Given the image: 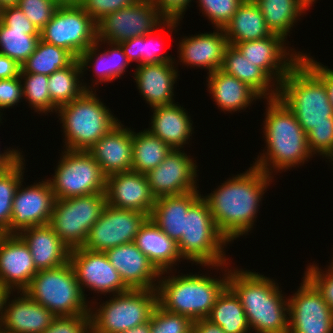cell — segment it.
<instances>
[{"instance_id": "1", "label": "cell", "mask_w": 333, "mask_h": 333, "mask_svg": "<svg viewBox=\"0 0 333 333\" xmlns=\"http://www.w3.org/2000/svg\"><path fill=\"white\" fill-rule=\"evenodd\" d=\"M246 170L232 174L211 193L201 196L209 206L217 229L230 244L251 233L263 196L274 182V176L251 164Z\"/></svg>"}, {"instance_id": "2", "label": "cell", "mask_w": 333, "mask_h": 333, "mask_svg": "<svg viewBox=\"0 0 333 333\" xmlns=\"http://www.w3.org/2000/svg\"><path fill=\"white\" fill-rule=\"evenodd\" d=\"M265 103L262 135L266 147L251 165L273 176L274 172L301 167L313 155L308 148L307 135L290 109L279 98L267 99Z\"/></svg>"}, {"instance_id": "3", "label": "cell", "mask_w": 333, "mask_h": 333, "mask_svg": "<svg viewBox=\"0 0 333 333\" xmlns=\"http://www.w3.org/2000/svg\"><path fill=\"white\" fill-rule=\"evenodd\" d=\"M244 269L231 266L228 286L239 297L251 332L288 333V296L275 279Z\"/></svg>"}, {"instance_id": "4", "label": "cell", "mask_w": 333, "mask_h": 333, "mask_svg": "<svg viewBox=\"0 0 333 333\" xmlns=\"http://www.w3.org/2000/svg\"><path fill=\"white\" fill-rule=\"evenodd\" d=\"M230 265L231 262L203 266L211 270H221L223 276L218 278L208 273H180L181 275L176 276L174 270L161 272L157 286L158 304L169 312L190 318L193 322L207 318L217 298L228 286Z\"/></svg>"}, {"instance_id": "5", "label": "cell", "mask_w": 333, "mask_h": 333, "mask_svg": "<svg viewBox=\"0 0 333 333\" xmlns=\"http://www.w3.org/2000/svg\"><path fill=\"white\" fill-rule=\"evenodd\" d=\"M278 98L307 134L316 125L333 124V106L322 80L300 59L283 78Z\"/></svg>"}, {"instance_id": "6", "label": "cell", "mask_w": 333, "mask_h": 333, "mask_svg": "<svg viewBox=\"0 0 333 333\" xmlns=\"http://www.w3.org/2000/svg\"><path fill=\"white\" fill-rule=\"evenodd\" d=\"M96 93V90H86L77 99L57 108L64 134L63 149L87 151L120 122Z\"/></svg>"}, {"instance_id": "7", "label": "cell", "mask_w": 333, "mask_h": 333, "mask_svg": "<svg viewBox=\"0 0 333 333\" xmlns=\"http://www.w3.org/2000/svg\"><path fill=\"white\" fill-rule=\"evenodd\" d=\"M109 298L100 304L96 302L99 298L93 296L95 301L90 303L91 333H122L144 324L150 321L158 304L157 289H130Z\"/></svg>"}, {"instance_id": "8", "label": "cell", "mask_w": 333, "mask_h": 333, "mask_svg": "<svg viewBox=\"0 0 333 333\" xmlns=\"http://www.w3.org/2000/svg\"><path fill=\"white\" fill-rule=\"evenodd\" d=\"M228 244L217 229L207 202L200 197L185 216L184 233L178 242L181 257L198 266L226 264L230 262L225 253Z\"/></svg>"}, {"instance_id": "9", "label": "cell", "mask_w": 333, "mask_h": 333, "mask_svg": "<svg viewBox=\"0 0 333 333\" xmlns=\"http://www.w3.org/2000/svg\"><path fill=\"white\" fill-rule=\"evenodd\" d=\"M24 292L56 317L90 313L91 301L85 298L70 262L38 271Z\"/></svg>"}, {"instance_id": "10", "label": "cell", "mask_w": 333, "mask_h": 333, "mask_svg": "<svg viewBox=\"0 0 333 333\" xmlns=\"http://www.w3.org/2000/svg\"><path fill=\"white\" fill-rule=\"evenodd\" d=\"M52 178H48L56 199L105 193L107 176L85 150L63 149Z\"/></svg>"}, {"instance_id": "11", "label": "cell", "mask_w": 333, "mask_h": 333, "mask_svg": "<svg viewBox=\"0 0 333 333\" xmlns=\"http://www.w3.org/2000/svg\"><path fill=\"white\" fill-rule=\"evenodd\" d=\"M106 205L105 193L56 199L49 225L70 250L81 248Z\"/></svg>"}, {"instance_id": "12", "label": "cell", "mask_w": 333, "mask_h": 333, "mask_svg": "<svg viewBox=\"0 0 333 333\" xmlns=\"http://www.w3.org/2000/svg\"><path fill=\"white\" fill-rule=\"evenodd\" d=\"M40 39L68 50L76 59L97 41V26L80 6H58Z\"/></svg>"}, {"instance_id": "13", "label": "cell", "mask_w": 333, "mask_h": 333, "mask_svg": "<svg viewBox=\"0 0 333 333\" xmlns=\"http://www.w3.org/2000/svg\"><path fill=\"white\" fill-rule=\"evenodd\" d=\"M166 20L152 0H138L98 21L97 40L120 43L151 33Z\"/></svg>"}, {"instance_id": "14", "label": "cell", "mask_w": 333, "mask_h": 333, "mask_svg": "<svg viewBox=\"0 0 333 333\" xmlns=\"http://www.w3.org/2000/svg\"><path fill=\"white\" fill-rule=\"evenodd\" d=\"M288 296V333H333V311L317 287L303 275Z\"/></svg>"}, {"instance_id": "15", "label": "cell", "mask_w": 333, "mask_h": 333, "mask_svg": "<svg viewBox=\"0 0 333 333\" xmlns=\"http://www.w3.org/2000/svg\"><path fill=\"white\" fill-rule=\"evenodd\" d=\"M69 262L87 299L85 289L113 296L129 291L119 272L112 266L105 252L91 251L84 247L70 250Z\"/></svg>"}, {"instance_id": "16", "label": "cell", "mask_w": 333, "mask_h": 333, "mask_svg": "<svg viewBox=\"0 0 333 333\" xmlns=\"http://www.w3.org/2000/svg\"><path fill=\"white\" fill-rule=\"evenodd\" d=\"M148 218L146 213L118 209L107 204L90 229L83 247L91 251L105 252L109 248L132 243Z\"/></svg>"}, {"instance_id": "17", "label": "cell", "mask_w": 333, "mask_h": 333, "mask_svg": "<svg viewBox=\"0 0 333 333\" xmlns=\"http://www.w3.org/2000/svg\"><path fill=\"white\" fill-rule=\"evenodd\" d=\"M184 150L172 149L156 168L145 174L155 199L199 189L197 162Z\"/></svg>"}, {"instance_id": "18", "label": "cell", "mask_w": 333, "mask_h": 333, "mask_svg": "<svg viewBox=\"0 0 333 333\" xmlns=\"http://www.w3.org/2000/svg\"><path fill=\"white\" fill-rule=\"evenodd\" d=\"M23 182L16 190L10 226L5 234H19L33 226L49 224L56 198L48 179L27 187L22 185Z\"/></svg>"}, {"instance_id": "19", "label": "cell", "mask_w": 333, "mask_h": 333, "mask_svg": "<svg viewBox=\"0 0 333 333\" xmlns=\"http://www.w3.org/2000/svg\"><path fill=\"white\" fill-rule=\"evenodd\" d=\"M286 42L282 36L272 34L259 40L239 42L234 46L279 86L303 54V51L296 52L295 48L286 46Z\"/></svg>"}, {"instance_id": "20", "label": "cell", "mask_w": 333, "mask_h": 333, "mask_svg": "<svg viewBox=\"0 0 333 333\" xmlns=\"http://www.w3.org/2000/svg\"><path fill=\"white\" fill-rule=\"evenodd\" d=\"M30 248L18 234L0 233V285L24 291L37 273Z\"/></svg>"}, {"instance_id": "21", "label": "cell", "mask_w": 333, "mask_h": 333, "mask_svg": "<svg viewBox=\"0 0 333 333\" xmlns=\"http://www.w3.org/2000/svg\"><path fill=\"white\" fill-rule=\"evenodd\" d=\"M176 66L181 62L185 66L206 69L210 74L222 68L224 53L229 45L223 29L183 36L178 44ZM177 61V63H176Z\"/></svg>"}, {"instance_id": "22", "label": "cell", "mask_w": 333, "mask_h": 333, "mask_svg": "<svg viewBox=\"0 0 333 333\" xmlns=\"http://www.w3.org/2000/svg\"><path fill=\"white\" fill-rule=\"evenodd\" d=\"M105 194L110 206L143 212L149 217L155 204L146 175L134 171L108 176Z\"/></svg>"}, {"instance_id": "23", "label": "cell", "mask_w": 333, "mask_h": 333, "mask_svg": "<svg viewBox=\"0 0 333 333\" xmlns=\"http://www.w3.org/2000/svg\"><path fill=\"white\" fill-rule=\"evenodd\" d=\"M13 293L6 299L0 328L7 333H43L56 316L24 291Z\"/></svg>"}, {"instance_id": "24", "label": "cell", "mask_w": 333, "mask_h": 333, "mask_svg": "<svg viewBox=\"0 0 333 333\" xmlns=\"http://www.w3.org/2000/svg\"><path fill=\"white\" fill-rule=\"evenodd\" d=\"M105 253L129 289H157L160 272L134 242L109 248Z\"/></svg>"}, {"instance_id": "25", "label": "cell", "mask_w": 333, "mask_h": 333, "mask_svg": "<svg viewBox=\"0 0 333 333\" xmlns=\"http://www.w3.org/2000/svg\"><path fill=\"white\" fill-rule=\"evenodd\" d=\"M132 135V128L120 121L87 150L107 177L132 171Z\"/></svg>"}, {"instance_id": "26", "label": "cell", "mask_w": 333, "mask_h": 333, "mask_svg": "<svg viewBox=\"0 0 333 333\" xmlns=\"http://www.w3.org/2000/svg\"><path fill=\"white\" fill-rule=\"evenodd\" d=\"M175 62H162L136 66L133 73L139 95L151 108L175 102L174 92L179 71Z\"/></svg>"}, {"instance_id": "27", "label": "cell", "mask_w": 333, "mask_h": 333, "mask_svg": "<svg viewBox=\"0 0 333 333\" xmlns=\"http://www.w3.org/2000/svg\"><path fill=\"white\" fill-rule=\"evenodd\" d=\"M151 109L153 114L146 129L152 135L159 137L172 149H184L186 144L191 143L192 134L195 133L193 121L183 106L174 102Z\"/></svg>"}, {"instance_id": "28", "label": "cell", "mask_w": 333, "mask_h": 333, "mask_svg": "<svg viewBox=\"0 0 333 333\" xmlns=\"http://www.w3.org/2000/svg\"><path fill=\"white\" fill-rule=\"evenodd\" d=\"M18 235L30 248L37 271L57 268L69 262L70 249L49 224L33 226Z\"/></svg>"}, {"instance_id": "29", "label": "cell", "mask_w": 333, "mask_h": 333, "mask_svg": "<svg viewBox=\"0 0 333 333\" xmlns=\"http://www.w3.org/2000/svg\"><path fill=\"white\" fill-rule=\"evenodd\" d=\"M134 243L161 273L181 264L178 243L164 233L150 218L141 226ZM179 262V263H178Z\"/></svg>"}, {"instance_id": "30", "label": "cell", "mask_w": 333, "mask_h": 333, "mask_svg": "<svg viewBox=\"0 0 333 333\" xmlns=\"http://www.w3.org/2000/svg\"><path fill=\"white\" fill-rule=\"evenodd\" d=\"M206 82V90L212 95L213 102L225 114L245 111L256 100H262L251 87L221 69L208 74Z\"/></svg>"}, {"instance_id": "31", "label": "cell", "mask_w": 333, "mask_h": 333, "mask_svg": "<svg viewBox=\"0 0 333 333\" xmlns=\"http://www.w3.org/2000/svg\"><path fill=\"white\" fill-rule=\"evenodd\" d=\"M199 191L155 199L149 218L178 243L184 233L185 216L189 208L202 196Z\"/></svg>"}, {"instance_id": "32", "label": "cell", "mask_w": 333, "mask_h": 333, "mask_svg": "<svg viewBox=\"0 0 333 333\" xmlns=\"http://www.w3.org/2000/svg\"><path fill=\"white\" fill-rule=\"evenodd\" d=\"M222 71L251 87L263 100L278 98V85L234 46L228 45Z\"/></svg>"}, {"instance_id": "33", "label": "cell", "mask_w": 333, "mask_h": 333, "mask_svg": "<svg viewBox=\"0 0 333 333\" xmlns=\"http://www.w3.org/2000/svg\"><path fill=\"white\" fill-rule=\"evenodd\" d=\"M223 30L230 45L272 35L253 0H244Z\"/></svg>"}, {"instance_id": "34", "label": "cell", "mask_w": 333, "mask_h": 333, "mask_svg": "<svg viewBox=\"0 0 333 333\" xmlns=\"http://www.w3.org/2000/svg\"><path fill=\"white\" fill-rule=\"evenodd\" d=\"M180 21L178 20H166L157 31H153L144 36L134 37L126 41L120 42L124 54L127 56L128 61L131 63L135 61L136 66L145 65V64H157L162 62H175V57L168 55V53H160V44L159 40L161 35L157 32H161L159 29H168V33L173 31L178 32V25L180 26ZM163 27V28H161ZM177 28V29H176ZM157 34V35H156ZM153 36V37H152ZM157 40H155V38ZM154 38V39H153ZM158 44V45H157ZM158 46L160 48H158Z\"/></svg>"}, {"instance_id": "35", "label": "cell", "mask_w": 333, "mask_h": 333, "mask_svg": "<svg viewBox=\"0 0 333 333\" xmlns=\"http://www.w3.org/2000/svg\"><path fill=\"white\" fill-rule=\"evenodd\" d=\"M261 10L267 27L272 34L288 41L292 28L309 10L301 0H253ZM295 24V25H294ZM294 26V27H293Z\"/></svg>"}, {"instance_id": "36", "label": "cell", "mask_w": 333, "mask_h": 333, "mask_svg": "<svg viewBox=\"0 0 333 333\" xmlns=\"http://www.w3.org/2000/svg\"><path fill=\"white\" fill-rule=\"evenodd\" d=\"M206 319L225 333L251 332L241 301L229 286L219 295Z\"/></svg>"}, {"instance_id": "37", "label": "cell", "mask_w": 333, "mask_h": 333, "mask_svg": "<svg viewBox=\"0 0 333 333\" xmlns=\"http://www.w3.org/2000/svg\"><path fill=\"white\" fill-rule=\"evenodd\" d=\"M134 131L133 128L132 171L146 174L156 168L172 148L145 128L140 132Z\"/></svg>"}, {"instance_id": "38", "label": "cell", "mask_w": 333, "mask_h": 333, "mask_svg": "<svg viewBox=\"0 0 333 333\" xmlns=\"http://www.w3.org/2000/svg\"><path fill=\"white\" fill-rule=\"evenodd\" d=\"M48 89L51 102L57 108L77 99L88 90V84L82 78L79 60L75 59L69 66L48 76Z\"/></svg>"}, {"instance_id": "39", "label": "cell", "mask_w": 333, "mask_h": 333, "mask_svg": "<svg viewBox=\"0 0 333 333\" xmlns=\"http://www.w3.org/2000/svg\"><path fill=\"white\" fill-rule=\"evenodd\" d=\"M76 58L66 49L38 41L35 51L21 65L20 73H37L50 76L69 66Z\"/></svg>"}, {"instance_id": "40", "label": "cell", "mask_w": 333, "mask_h": 333, "mask_svg": "<svg viewBox=\"0 0 333 333\" xmlns=\"http://www.w3.org/2000/svg\"><path fill=\"white\" fill-rule=\"evenodd\" d=\"M39 40V30H12L0 21V54L20 66L35 51Z\"/></svg>"}, {"instance_id": "41", "label": "cell", "mask_w": 333, "mask_h": 333, "mask_svg": "<svg viewBox=\"0 0 333 333\" xmlns=\"http://www.w3.org/2000/svg\"><path fill=\"white\" fill-rule=\"evenodd\" d=\"M25 158L22 155L11 166L0 169V233L10 226L13 199L25 173Z\"/></svg>"}, {"instance_id": "42", "label": "cell", "mask_w": 333, "mask_h": 333, "mask_svg": "<svg viewBox=\"0 0 333 333\" xmlns=\"http://www.w3.org/2000/svg\"><path fill=\"white\" fill-rule=\"evenodd\" d=\"M23 85V99L31 110L38 114L55 113L57 107L51 102L48 89V76L37 73H20Z\"/></svg>"}, {"instance_id": "43", "label": "cell", "mask_w": 333, "mask_h": 333, "mask_svg": "<svg viewBox=\"0 0 333 333\" xmlns=\"http://www.w3.org/2000/svg\"><path fill=\"white\" fill-rule=\"evenodd\" d=\"M103 44H106L107 48L101 47ZM101 49L103 52L100 51ZM78 60L81 66L82 77L87 74L85 71L88 68L91 69V67L93 73H96L93 76H97V80L95 78L91 80L92 84L88 85V90H96L95 87L100 83H111L110 42L97 40L78 57Z\"/></svg>"}, {"instance_id": "44", "label": "cell", "mask_w": 333, "mask_h": 333, "mask_svg": "<svg viewBox=\"0 0 333 333\" xmlns=\"http://www.w3.org/2000/svg\"><path fill=\"white\" fill-rule=\"evenodd\" d=\"M244 0H196L198 7L213 29H223Z\"/></svg>"}, {"instance_id": "45", "label": "cell", "mask_w": 333, "mask_h": 333, "mask_svg": "<svg viewBox=\"0 0 333 333\" xmlns=\"http://www.w3.org/2000/svg\"><path fill=\"white\" fill-rule=\"evenodd\" d=\"M193 321L156 305L150 319L151 333H190Z\"/></svg>"}, {"instance_id": "46", "label": "cell", "mask_w": 333, "mask_h": 333, "mask_svg": "<svg viewBox=\"0 0 333 333\" xmlns=\"http://www.w3.org/2000/svg\"><path fill=\"white\" fill-rule=\"evenodd\" d=\"M17 6L39 31L51 20L58 7L53 0H18Z\"/></svg>"}, {"instance_id": "47", "label": "cell", "mask_w": 333, "mask_h": 333, "mask_svg": "<svg viewBox=\"0 0 333 333\" xmlns=\"http://www.w3.org/2000/svg\"><path fill=\"white\" fill-rule=\"evenodd\" d=\"M306 135L313 156L329 159L333 155V124L316 125Z\"/></svg>"}, {"instance_id": "48", "label": "cell", "mask_w": 333, "mask_h": 333, "mask_svg": "<svg viewBox=\"0 0 333 333\" xmlns=\"http://www.w3.org/2000/svg\"><path fill=\"white\" fill-rule=\"evenodd\" d=\"M326 266L325 271L316 263L307 265L304 275L317 287L322 293L324 300L333 311V257Z\"/></svg>"}, {"instance_id": "49", "label": "cell", "mask_w": 333, "mask_h": 333, "mask_svg": "<svg viewBox=\"0 0 333 333\" xmlns=\"http://www.w3.org/2000/svg\"><path fill=\"white\" fill-rule=\"evenodd\" d=\"M43 333H91L90 313L55 317Z\"/></svg>"}, {"instance_id": "50", "label": "cell", "mask_w": 333, "mask_h": 333, "mask_svg": "<svg viewBox=\"0 0 333 333\" xmlns=\"http://www.w3.org/2000/svg\"><path fill=\"white\" fill-rule=\"evenodd\" d=\"M138 0H82L80 6L97 23L106 15L134 4Z\"/></svg>"}, {"instance_id": "51", "label": "cell", "mask_w": 333, "mask_h": 333, "mask_svg": "<svg viewBox=\"0 0 333 333\" xmlns=\"http://www.w3.org/2000/svg\"><path fill=\"white\" fill-rule=\"evenodd\" d=\"M22 99L23 85L20 76L0 79V119H3L1 111L17 106L21 101H24Z\"/></svg>"}, {"instance_id": "52", "label": "cell", "mask_w": 333, "mask_h": 333, "mask_svg": "<svg viewBox=\"0 0 333 333\" xmlns=\"http://www.w3.org/2000/svg\"><path fill=\"white\" fill-rule=\"evenodd\" d=\"M0 21L12 30H38L17 5L2 8Z\"/></svg>"}, {"instance_id": "53", "label": "cell", "mask_w": 333, "mask_h": 333, "mask_svg": "<svg viewBox=\"0 0 333 333\" xmlns=\"http://www.w3.org/2000/svg\"><path fill=\"white\" fill-rule=\"evenodd\" d=\"M160 13L167 20L182 22L185 12L193 0H152Z\"/></svg>"}, {"instance_id": "54", "label": "cell", "mask_w": 333, "mask_h": 333, "mask_svg": "<svg viewBox=\"0 0 333 333\" xmlns=\"http://www.w3.org/2000/svg\"><path fill=\"white\" fill-rule=\"evenodd\" d=\"M325 84L329 100L333 106V69L317 62L310 53H303L300 58Z\"/></svg>"}, {"instance_id": "55", "label": "cell", "mask_w": 333, "mask_h": 333, "mask_svg": "<svg viewBox=\"0 0 333 333\" xmlns=\"http://www.w3.org/2000/svg\"><path fill=\"white\" fill-rule=\"evenodd\" d=\"M111 82L122 77L130 62L119 43H110Z\"/></svg>"}, {"instance_id": "56", "label": "cell", "mask_w": 333, "mask_h": 333, "mask_svg": "<svg viewBox=\"0 0 333 333\" xmlns=\"http://www.w3.org/2000/svg\"><path fill=\"white\" fill-rule=\"evenodd\" d=\"M21 66L8 56L0 54V79L20 76Z\"/></svg>"}, {"instance_id": "57", "label": "cell", "mask_w": 333, "mask_h": 333, "mask_svg": "<svg viewBox=\"0 0 333 333\" xmlns=\"http://www.w3.org/2000/svg\"><path fill=\"white\" fill-rule=\"evenodd\" d=\"M190 333H225L219 325L213 324L208 319L194 321Z\"/></svg>"}, {"instance_id": "58", "label": "cell", "mask_w": 333, "mask_h": 333, "mask_svg": "<svg viewBox=\"0 0 333 333\" xmlns=\"http://www.w3.org/2000/svg\"><path fill=\"white\" fill-rule=\"evenodd\" d=\"M2 119H0V123ZM23 155V151L15 148H7V150L0 151V169L7 168L11 166L15 161H17Z\"/></svg>"}, {"instance_id": "59", "label": "cell", "mask_w": 333, "mask_h": 333, "mask_svg": "<svg viewBox=\"0 0 333 333\" xmlns=\"http://www.w3.org/2000/svg\"><path fill=\"white\" fill-rule=\"evenodd\" d=\"M11 293V291L0 285V324L3 318V311L5 308V302L8 297V295Z\"/></svg>"}, {"instance_id": "60", "label": "cell", "mask_w": 333, "mask_h": 333, "mask_svg": "<svg viewBox=\"0 0 333 333\" xmlns=\"http://www.w3.org/2000/svg\"><path fill=\"white\" fill-rule=\"evenodd\" d=\"M122 333H151V325H150V321L144 323V324H141V325H138V326H135L125 332H122Z\"/></svg>"}, {"instance_id": "61", "label": "cell", "mask_w": 333, "mask_h": 333, "mask_svg": "<svg viewBox=\"0 0 333 333\" xmlns=\"http://www.w3.org/2000/svg\"><path fill=\"white\" fill-rule=\"evenodd\" d=\"M58 6L80 5L82 0H53Z\"/></svg>"}, {"instance_id": "62", "label": "cell", "mask_w": 333, "mask_h": 333, "mask_svg": "<svg viewBox=\"0 0 333 333\" xmlns=\"http://www.w3.org/2000/svg\"><path fill=\"white\" fill-rule=\"evenodd\" d=\"M18 0H0V7L5 8L17 5Z\"/></svg>"}, {"instance_id": "63", "label": "cell", "mask_w": 333, "mask_h": 333, "mask_svg": "<svg viewBox=\"0 0 333 333\" xmlns=\"http://www.w3.org/2000/svg\"><path fill=\"white\" fill-rule=\"evenodd\" d=\"M317 0H301V2L308 8L312 7L314 3H316Z\"/></svg>"}, {"instance_id": "64", "label": "cell", "mask_w": 333, "mask_h": 333, "mask_svg": "<svg viewBox=\"0 0 333 333\" xmlns=\"http://www.w3.org/2000/svg\"><path fill=\"white\" fill-rule=\"evenodd\" d=\"M329 160V163L331 164V166L333 165V155L328 159Z\"/></svg>"}, {"instance_id": "65", "label": "cell", "mask_w": 333, "mask_h": 333, "mask_svg": "<svg viewBox=\"0 0 333 333\" xmlns=\"http://www.w3.org/2000/svg\"><path fill=\"white\" fill-rule=\"evenodd\" d=\"M0 333H7V332H4V331L0 328Z\"/></svg>"}]
</instances>
